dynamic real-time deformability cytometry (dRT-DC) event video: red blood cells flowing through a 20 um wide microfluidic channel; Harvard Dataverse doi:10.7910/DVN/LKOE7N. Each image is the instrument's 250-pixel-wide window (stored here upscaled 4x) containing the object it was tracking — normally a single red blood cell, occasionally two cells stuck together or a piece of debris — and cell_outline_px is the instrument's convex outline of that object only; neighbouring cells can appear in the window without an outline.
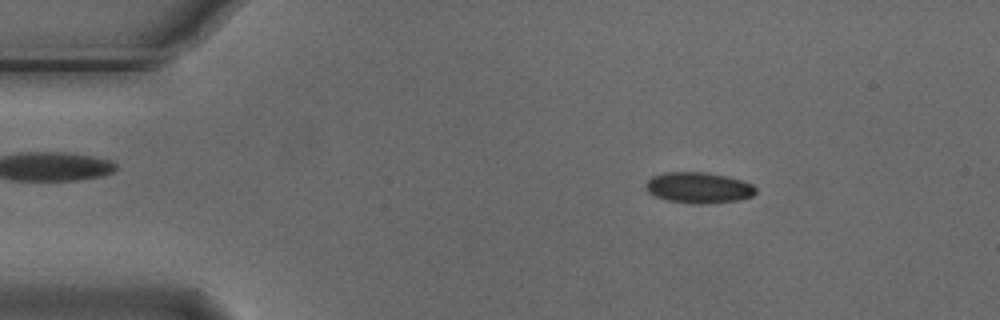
{"species": "Egyptian fruit bat (a non-hibernating species)", "species_latin": "Rousettus aegyptiacus", "temperature_condition": "cold", "stored_images_in_passage": 54, "camera_frame_rate_fps": 3000, "um_per_image_px": 0.085, "animal": {"sex": "male"}, "frame": {"image": 1, "passage_image": 8, "time_ms": 2.333, "image_size_px": [1000, 320], "cell_outline_px": [[756, 192], [752, 196], [740, 200], [708, 204], [692, 204], [668, 200], [656, 196], [648, 192], [644, 188], [644, 184], [652, 176], [664, 172], [708, 172], [728, 176], [752, 184], [756, 188]], "centroid_in_image_um": [59.37, 15.95], "position_along_channel_um": 25.6, "area_um2": 20.06}}
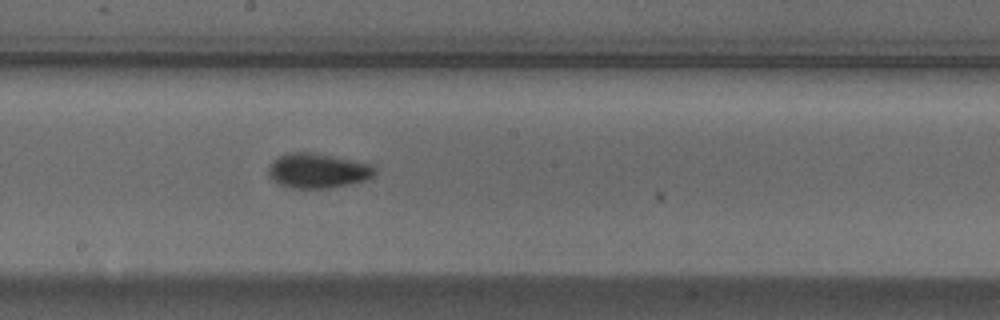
{"frame": {"image": 2, "passage_image": 29, "time_ms": 9.333, "image_size_px": [1000, 320], "cell_outline_px": [[376, 172], [372, 176], [364, 180], [348, 184], [328, 188], [292, 188], [276, 184], [268, 176], [268, 168], [272, 160], [288, 152], [312, 152], [332, 156], [368, 164], [376, 168]], "centroid_in_image_um": [26.93, 14.51], "position_along_channel_um": 221.3, "area_um2": 21.44}}
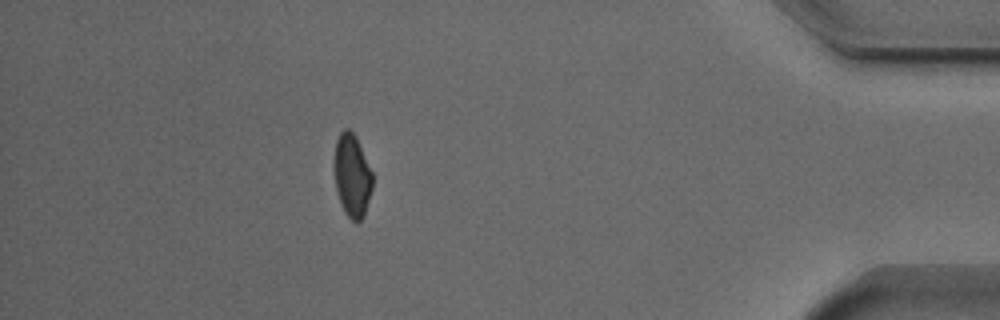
{"frame": {"image": 3, "passage_image": 48, "time_ms": 15.667, "image_size_px": [1000, 320], "cell_outline_px": [[372, 188], [364, 216], [360, 220], [352, 220], [344, 212], [340, 204], [336, 188], [336, 140], [340, 132], [344, 128], [348, 128], [356, 136], [372, 172]], "centroid_in_image_um": [29.95, 14.93], "position_along_channel_um": 405.3, "area_um2": 18.03}, "authors_computed_cell_mechanics": {"area_um2": 19.5942, "velocity_mm_per_s": 3.7202, "shape_relaxation_time_tau1_ms": 3.1807, "shape_relaxation_time_tau2_ms": 4.2769, "deformation_change_tau1": 0.088, "deformation_change_tau2": 0.0745}}